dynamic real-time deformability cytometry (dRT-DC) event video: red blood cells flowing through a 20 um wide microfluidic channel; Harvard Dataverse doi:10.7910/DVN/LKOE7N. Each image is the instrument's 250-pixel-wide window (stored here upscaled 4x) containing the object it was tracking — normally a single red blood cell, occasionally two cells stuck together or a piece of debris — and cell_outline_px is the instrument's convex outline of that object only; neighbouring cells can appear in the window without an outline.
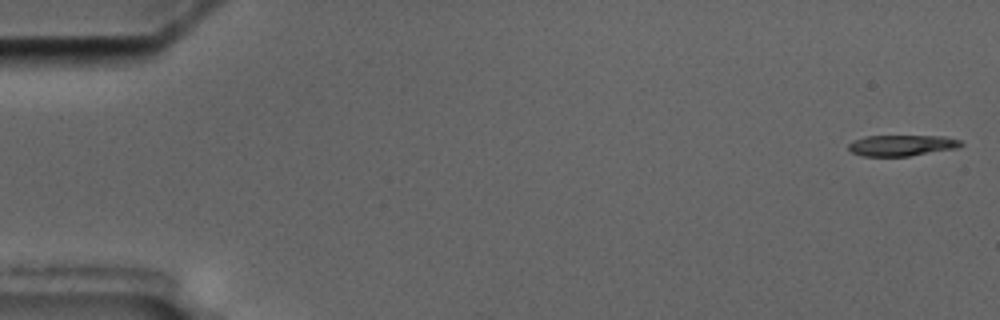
{"species": "common noctule bat (a hibernating species)", "species_latin": "Nyctalus noctula", "temperature_condition": "cold", "stored_images_in_passage": 5, "camera_frame_rate_fps": 3000, "um_per_image_px": 0.085, "animal": {"sex": "male", "body_mass_g": 17.5, "forearm_length_mm": 52.3}, "frame": {"image": 1, "passage_image": 1, "time_ms": 0.0, "image_size_px": [1000, 320], "cell_outline_px": [[964, 144], [960, 148], [908, 156], [864, 156], [852, 152], [848, 148], [848, 144], [852, 140], [864, 136], [944, 136], [960, 140]], "centroid_in_image_um": [76.67, 12.35], "position_along_channel_um": 8.3, "area_um2": 13.87}}
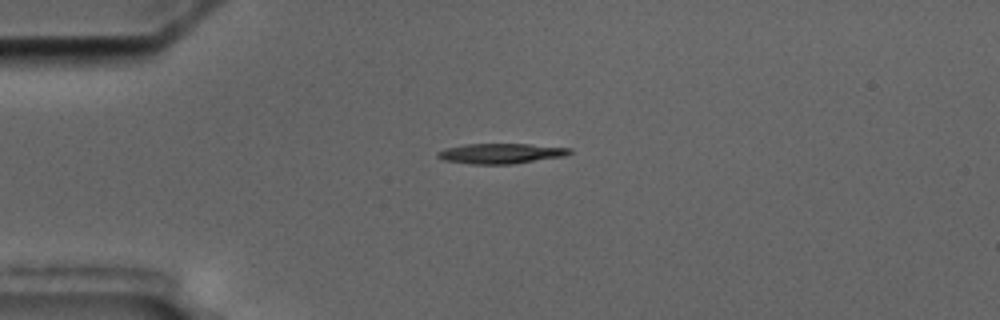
{"frame": {"image": 2, "passage_image": 4, "time_ms": 4.333, "image_size_px": [1000, 320], "cell_outline_px": [[572, 152], [564, 156], [512, 164], [472, 164], [444, 160], [436, 156], [436, 152], [444, 148], [464, 144], [532, 144], [572, 148]], "centroid_in_image_um": [42.56, 13.04], "position_along_channel_um": 42.4, "area_um2": 15.61}}